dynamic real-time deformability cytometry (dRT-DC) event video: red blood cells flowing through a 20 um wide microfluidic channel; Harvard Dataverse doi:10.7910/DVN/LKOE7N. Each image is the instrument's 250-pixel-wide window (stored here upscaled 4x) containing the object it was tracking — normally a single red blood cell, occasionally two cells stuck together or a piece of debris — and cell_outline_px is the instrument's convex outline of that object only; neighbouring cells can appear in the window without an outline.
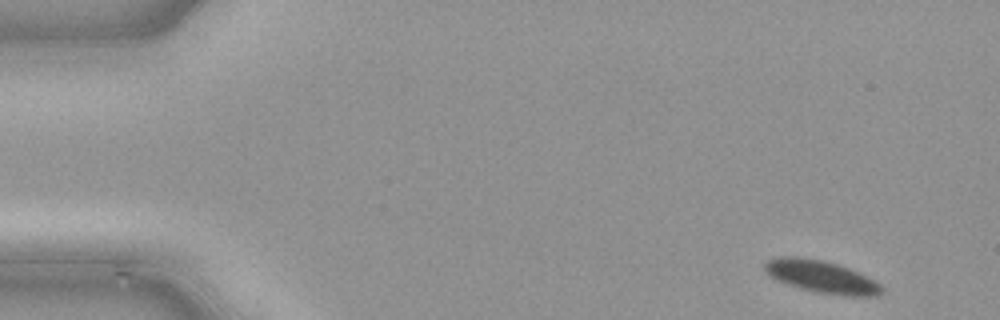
{"species": "common noctule bat (a hibernating species)", "species_latin": "Nyctalus noctula", "temperature_condition": "cold", "stored_images_in_passage": 46, "camera_frame_rate_fps": 3000, "um_per_image_px": 0.085, "animal": {"sex": "male", "body_mass_g": 21.5, "forearm_length_mm": 52.0}, "frame": {"image": 1, "passage_image": 1, "time_ms": 0.0, "image_size_px": [1000, 320], "cell_outline_px": [[884, 292], [876, 296], [844, 296], [816, 292], [800, 288], [788, 284], [768, 276], [764, 272], [764, 260], [780, 256], [796, 256], [824, 260], [848, 268], [868, 276], [876, 280], [884, 288]], "centroid_in_image_um": [69.81, 23.51], "position_along_channel_um": 15.2, "area_um2": 22.43}}
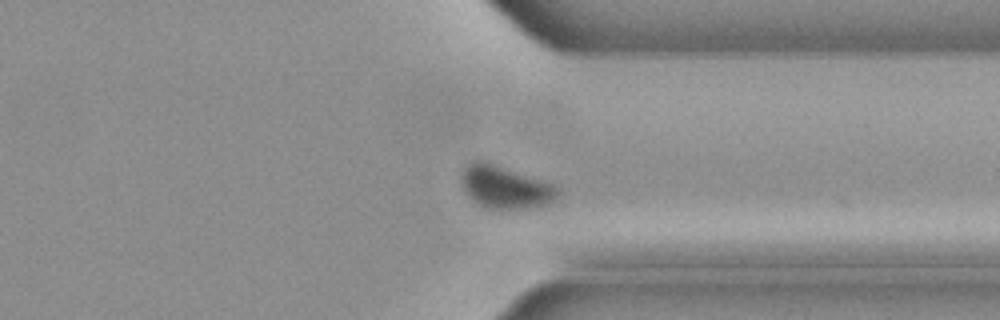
{"frame": {"image": 2, "passage_image": 35, "time_ms": 11.333, "image_size_px": [1000, 320], "cell_outline_px": [[560, 196], [556, 200], [544, 204], [524, 208], [484, 208], [476, 204], [464, 192], [460, 180], [460, 172], [468, 160], [484, 160], [552, 184], [560, 188]], "centroid_in_image_um": [42.86, 15.88], "position_along_channel_um": 368.5, "area_um2": 24.22}}
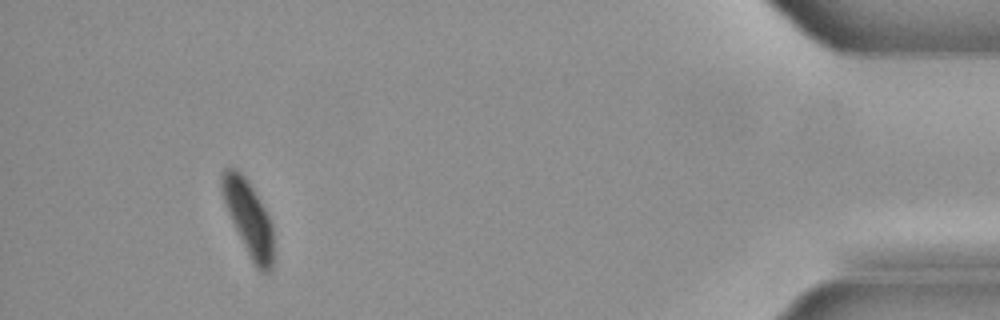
{"frame": {"image": 3, "passage_image": 43, "time_ms": 14.0, "image_size_px": [1000, 320], "cell_outline_px": [[272, 268], [268, 272], [260, 272], [256, 268], [224, 204], [220, 188], [220, 176], [224, 168], [236, 168], [248, 180], [260, 200], [272, 224]], "centroid_in_image_um": [21.1, 18.47], "position_along_channel_um": 414.1, "area_um2": 22.08}}